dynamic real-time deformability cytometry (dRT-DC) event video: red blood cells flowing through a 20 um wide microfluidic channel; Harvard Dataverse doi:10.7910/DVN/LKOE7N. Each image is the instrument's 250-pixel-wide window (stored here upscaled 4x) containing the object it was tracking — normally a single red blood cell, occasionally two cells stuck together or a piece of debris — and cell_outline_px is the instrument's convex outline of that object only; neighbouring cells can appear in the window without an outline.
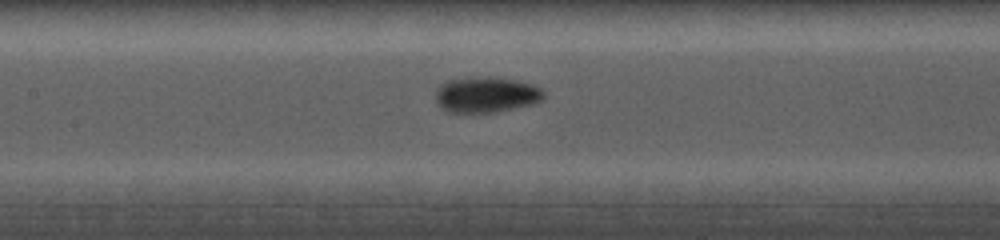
{"species": "common noctule bat (a hibernating species)", "species_latin": "Nyctalus noctula", "temperature_condition": "cold", "stored_images_in_passage": 8, "camera_frame_rate_fps": 5000, "um_per_image_px": 0.085, "animal": {"sex": "female", "body_mass_g": 19.0, "forearm_length_mm": 56.7}, "frame": {"image": 1, "passage_image": 5, "time_ms": 3.6, "image_size_px": [1000, 240], "cell_outline_px": [[544, 100], [532, 104], [496, 112], [448, 112], [440, 108], [436, 104], [436, 88], [440, 84], [448, 80], [468, 76], [488, 76], [516, 80], [532, 84], [540, 88], [544, 92]], "centroid_in_image_um": [41.29, 8.03], "position_along_channel_um": 166.1, "area_um2": 22.89}}
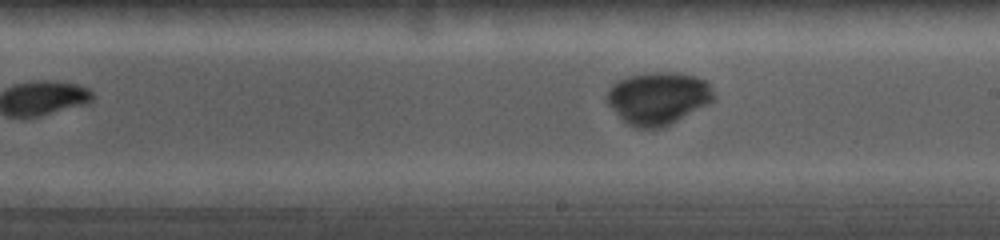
{"frame": {"image": 2, "passage_image": 8, "time_ms": 6.6, "image_size_px": [1000, 240], "cell_outline_px": [[716, 100], [660, 128], [636, 128], [628, 124], [604, 100], [604, 96], [608, 88], [616, 80], [628, 76], [644, 72], [676, 72], [696, 76], [704, 80], [708, 84], [716, 96]], "centroid_in_image_um": [55.9, 8.31], "position_along_channel_um": 233.1, "area_um2": 32.77}}